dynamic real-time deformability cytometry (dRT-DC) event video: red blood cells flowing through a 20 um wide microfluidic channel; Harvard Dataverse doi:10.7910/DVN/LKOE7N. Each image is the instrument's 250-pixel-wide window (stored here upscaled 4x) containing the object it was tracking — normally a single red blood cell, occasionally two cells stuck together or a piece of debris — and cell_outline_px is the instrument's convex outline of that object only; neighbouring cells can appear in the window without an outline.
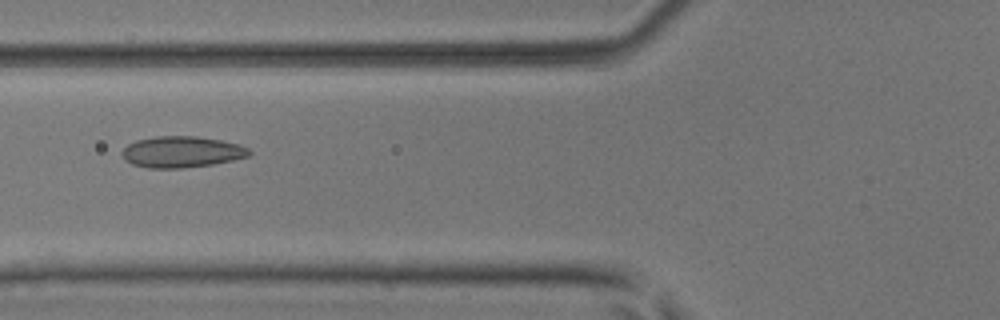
{"species": "common noctule bat (a hibernating species)", "species_latin": "Nyctalus noctula", "temperature_condition": "room temperature", "stored_images_in_passage": 8, "camera_frame_rate_fps": 3000, "um_per_image_px": 0.085, "animal": {"sex": "male", "body_mass_g": 17.9, "forearm_length_mm": 54.2}, "frame": {"image": 1, "passage_image": 7, "time_ms": 2.0, "image_size_px": [1000, 320], "cell_outline_px": [[252, 152], [248, 156], [232, 160], [212, 164], [180, 168], [148, 168], [132, 164], [124, 160], [120, 152], [128, 144], [136, 140], [156, 136], [196, 136], [220, 140], [240, 144], [248, 148]], "centroid_in_image_um": [15.42, 12.91], "position_along_channel_um": 110.4, "area_um2": 23.18}}
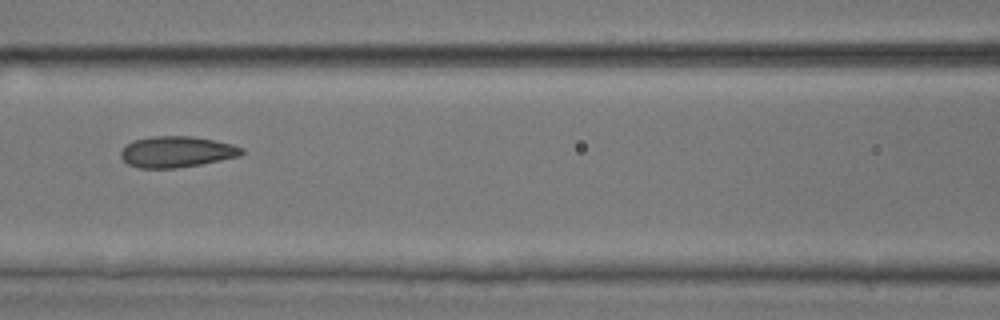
{"frame": {"image": 2, "passage_image": 8, "time_ms": 2.333, "image_size_px": [1000, 320], "cell_outline_px": [[244, 152], [240, 156], [200, 164], [176, 168], [140, 168], [128, 164], [120, 156], [120, 152], [124, 144], [132, 140], [152, 136], [192, 136], [232, 144], [244, 148]], "centroid_in_image_um": [14.98, 12.89], "position_along_channel_um": 151.6, "area_um2": 21.96}}